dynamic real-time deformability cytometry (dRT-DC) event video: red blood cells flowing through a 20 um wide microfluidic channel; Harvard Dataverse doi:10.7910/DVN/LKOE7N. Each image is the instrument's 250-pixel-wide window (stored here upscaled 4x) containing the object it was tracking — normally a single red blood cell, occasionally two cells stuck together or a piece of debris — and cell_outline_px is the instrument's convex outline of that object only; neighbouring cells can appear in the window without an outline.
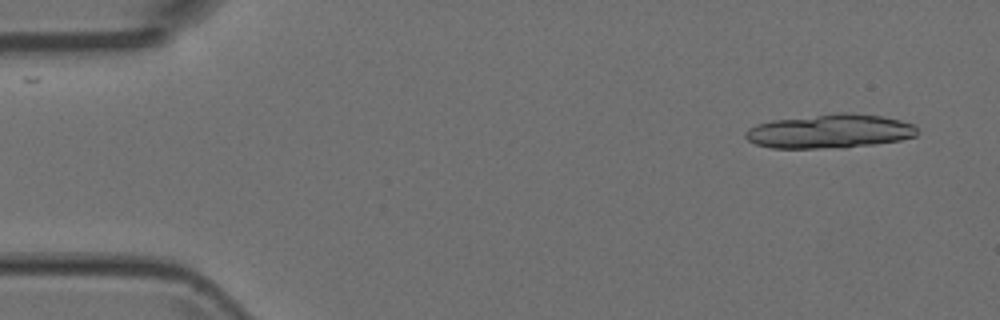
{"species": "Egyptian fruit bat (a non-hibernating species)", "species_latin": "Rousettus aegyptiacus", "temperature_condition": "room temperature", "stored_images_in_passage": 2, "camera_frame_rate_fps": 3000, "um_per_image_px": 0.085, "animal": {"sex": "female"}, "frame": {"image": 1, "passage_image": 2, "time_ms": 0.333, "image_size_px": [1000, 320], "cell_outline_px": [[916, 136], [900, 140], [876, 144], [844, 148], [772, 148], [756, 144], [748, 140], [744, 136], [744, 132], [748, 128], [756, 124], [772, 120], [840, 112], [848, 112], [880, 116], [900, 120], [912, 124], [916, 128]], "centroid_in_image_um": [70.5, 11.16], "position_along_channel_um": 14.5, "area_um2": 34.16}}